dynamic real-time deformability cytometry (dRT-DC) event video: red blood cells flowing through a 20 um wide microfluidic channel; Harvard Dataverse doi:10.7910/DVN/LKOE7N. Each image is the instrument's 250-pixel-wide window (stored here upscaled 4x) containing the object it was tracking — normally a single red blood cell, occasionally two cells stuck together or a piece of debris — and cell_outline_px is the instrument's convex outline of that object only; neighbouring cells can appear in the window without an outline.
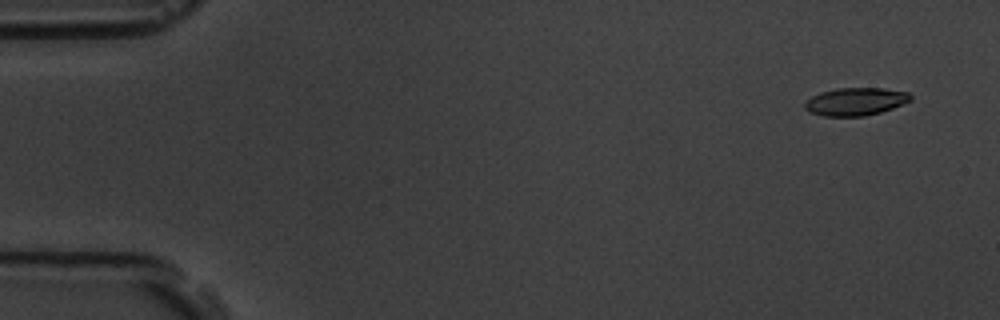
{"species": "common noctule bat (a hibernating species)", "species_latin": "Nyctalus noctula", "temperature_condition": "room temperature", "stored_images_in_passage": 6, "segment_of_instrument_passage": [1, 2], "camera_frame_rate_fps": 3000, "um_per_image_px": 0.085, "animal": {"sex": "male", "body_mass_g": 19.5, "forearm_length_mm": 54.6}, "frame": {"image": 1, "passage_image": 1, "time_ms": 0.0, "image_size_px": [1000, 320], "cell_outline_px": [[912, 100], [892, 108], [880, 112], [864, 116], [824, 116], [808, 112], [804, 108], [804, 100], [820, 92], [836, 88], [884, 88], [908, 92], [912, 96]], "centroid_in_image_um": [72.68, 8.63], "position_along_channel_um": 12.3, "area_um2": 17.28}}